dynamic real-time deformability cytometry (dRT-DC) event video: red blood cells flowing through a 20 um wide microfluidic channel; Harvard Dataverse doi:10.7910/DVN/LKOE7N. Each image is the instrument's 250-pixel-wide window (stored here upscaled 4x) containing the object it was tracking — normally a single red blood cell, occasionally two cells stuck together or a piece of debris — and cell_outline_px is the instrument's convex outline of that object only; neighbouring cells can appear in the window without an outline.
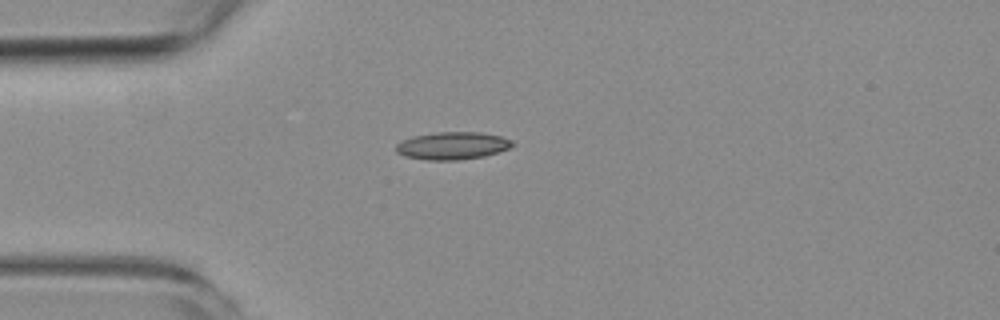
{"species": "common noctule bat (a hibernating species)", "species_latin": "Nyctalus noctula", "temperature_condition": "room temperature", "stored_images_in_passage": 2, "camera_frame_rate_fps": 3000, "um_per_image_px": 0.085, "animal": {"sex": "female", "body_mass_g": 19.3, "forearm_length_mm": 54.1}, "frame": {"image": 1, "passage_image": 1, "time_ms": 0.0, "image_size_px": [1000, 320], "cell_outline_px": [[516, 144], [508, 148], [484, 156], [456, 160], [424, 160], [404, 156], [396, 152], [396, 144], [412, 136], [436, 132], [480, 132], [500, 136], [512, 140]], "centroid_in_image_um": [38.44, 12.38], "position_along_channel_um": 46.6, "area_um2": 18.67}}